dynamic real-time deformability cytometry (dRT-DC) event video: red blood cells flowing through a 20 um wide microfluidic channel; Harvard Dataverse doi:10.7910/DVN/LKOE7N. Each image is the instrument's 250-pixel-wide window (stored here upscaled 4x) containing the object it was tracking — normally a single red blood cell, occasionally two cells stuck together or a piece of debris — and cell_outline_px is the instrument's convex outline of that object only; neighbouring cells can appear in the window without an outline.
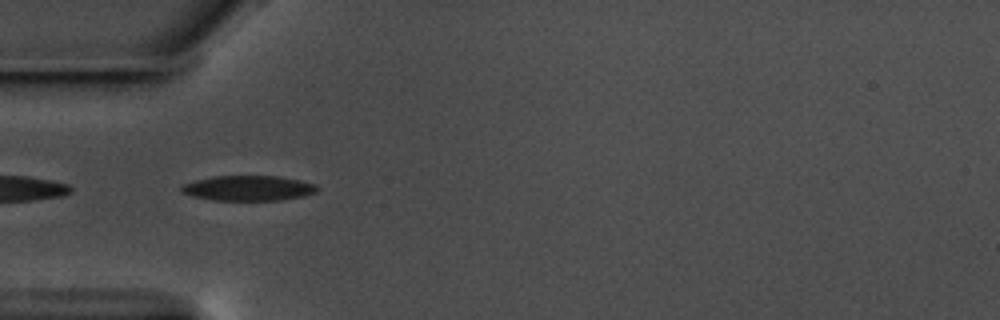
{"species": "common noctule bat (a hibernating species)", "species_latin": "Nyctalus noctula", "temperature_condition": "warm", "stored_images_in_passage": 22, "camera_frame_rate_fps": 3000, "um_per_image_px": 0.085, "animal": {"sex": "male", "body_mass_g": 17.5, "forearm_length_mm": 52.3}, "frame": {"image": 1, "passage_image": 1, "time_ms": 0.0, "image_size_px": [1000, 320], "cell_outline_px": [[320, 188], [316, 192], [304, 196], [280, 200], [212, 200], [192, 196], [180, 192], [180, 184], [196, 180], [216, 176], [280, 176], [300, 180], [316, 184]], "centroid_in_image_um": [21.1, 15.99], "position_along_channel_um": 63.9, "area_um2": 20.06}}
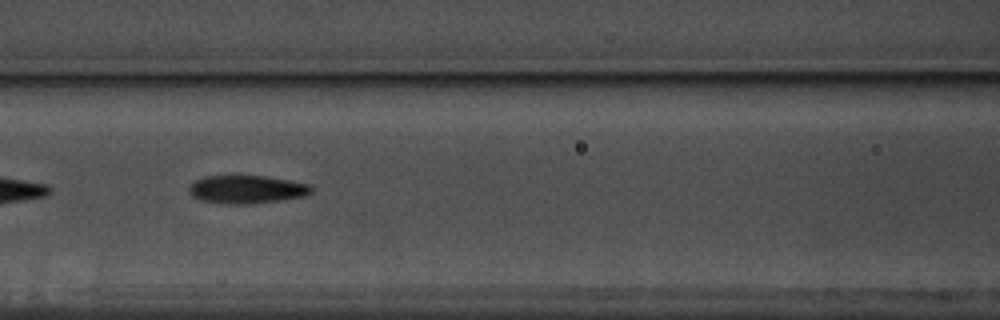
{"frame": {"image": 2, "passage_image": 8, "time_ms": 2.333, "image_size_px": [1000, 320], "cell_outline_px": [[312, 192], [304, 196], [280, 200], [244, 204], [224, 204], [200, 200], [192, 196], [188, 188], [196, 180], [204, 176], [236, 172], [264, 176], [288, 180], [308, 184], [312, 188]], "centroid_in_image_um": [20.9, 16.05], "position_along_channel_um": 145.7, "area_um2": 20.69}}
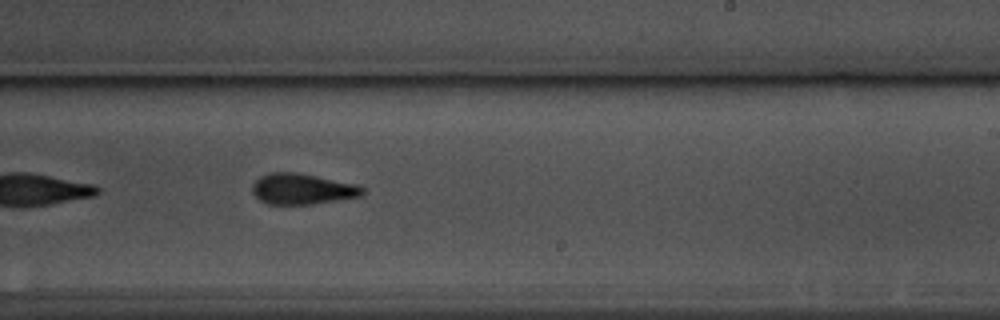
{"frame": {"image": 3, "passage_image": 18, "time_ms": 5.667, "image_size_px": [1000, 320], "cell_outline_px": [[364, 192], [360, 196], [308, 204], [268, 204], [260, 200], [252, 192], [252, 184], [260, 176], [268, 172], [292, 172], [360, 184], [364, 188]], "centroid_in_image_um": [25.67, 16.05], "position_along_channel_um": 263.3, "area_um2": 19.59}}